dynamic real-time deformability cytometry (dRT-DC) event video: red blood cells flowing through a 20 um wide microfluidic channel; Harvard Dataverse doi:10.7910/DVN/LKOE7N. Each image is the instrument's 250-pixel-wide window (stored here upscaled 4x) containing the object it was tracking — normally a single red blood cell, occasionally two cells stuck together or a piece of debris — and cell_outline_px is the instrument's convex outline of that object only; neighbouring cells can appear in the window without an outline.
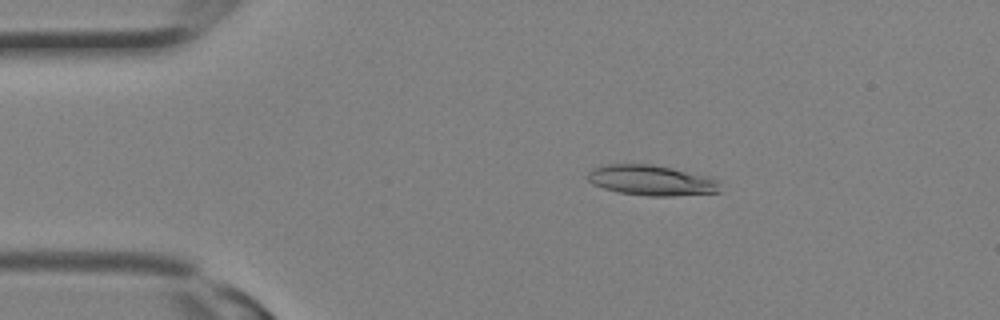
{"species": "Egyptian fruit bat (a non-hibernating species)", "species_latin": "Rousettus aegyptiacus", "temperature_condition": "room temperature", "stored_images_in_passage": 10, "camera_frame_rate_fps": 3000, "um_per_image_px": 0.085, "animal": {"sex": "female"}, "frame": {"image": 1, "passage_image": 5, "time_ms": 1.333, "image_size_px": [1000, 320], "cell_outline_px": [[720, 192], [672, 196], [648, 196], [616, 192], [592, 184], [588, 180], [588, 172], [592, 168], [604, 164], [652, 164], [712, 176], [716, 180]], "centroid_in_image_um": [55.35, 15.32], "position_along_channel_um": 29.7, "area_um2": 23.58}}
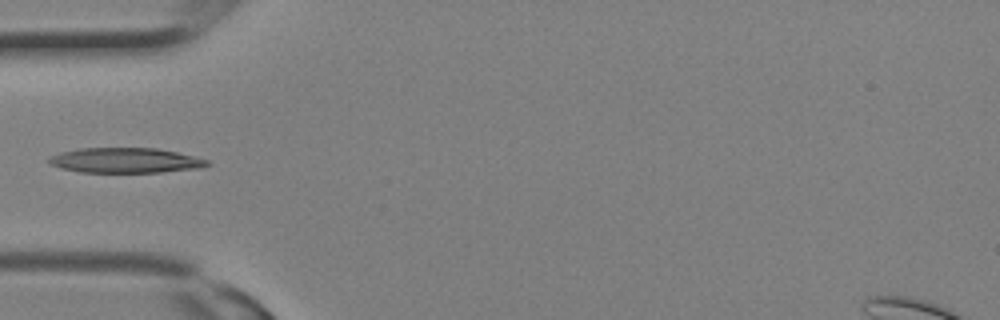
{"frame": {"image": 2, "passage_image": 9, "time_ms": 2.667, "image_size_px": [1000, 320], "cell_outline_px": [[212, 164], [200, 168], [160, 172], [80, 172], [60, 168], [52, 164], [48, 160], [48, 156], [60, 152], [80, 148], [156, 148], [196, 156], [208, 160]], "centroid_in_image_um": [10.67, 13.63], "position_along_channel_um": 74.3, "area_um2": 23.18}}